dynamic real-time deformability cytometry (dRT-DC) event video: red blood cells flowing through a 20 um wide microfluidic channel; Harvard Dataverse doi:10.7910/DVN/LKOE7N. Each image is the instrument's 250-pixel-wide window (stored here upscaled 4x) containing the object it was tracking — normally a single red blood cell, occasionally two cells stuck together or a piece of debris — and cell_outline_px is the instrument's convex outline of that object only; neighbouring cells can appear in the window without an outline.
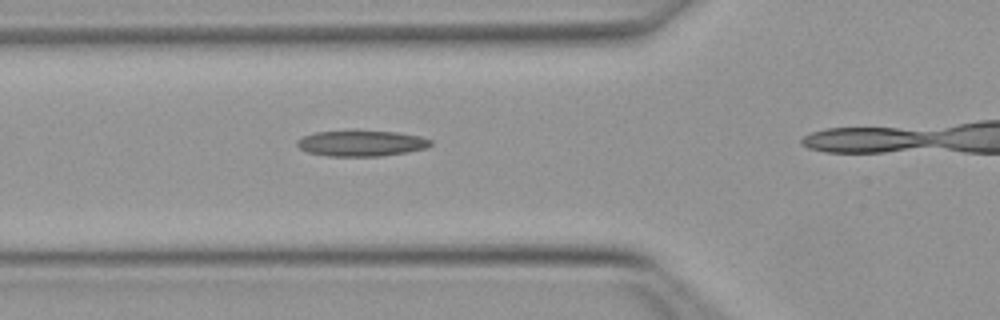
{"species": "Egyptian fruit bat (a non-hibernating species)", "species_latin": "Rousettus aegyptiacus", "temperature_condition": "warm", "stored_images_in_passage": 16, "camera_frame_rate_fps": 3000, "um_per_image_px": 0.085, "animal": {"sex": "female"}, "frame": {"image": 1, "passage_image": 12, "time_ms": 3.667, "image_size_px": [1000, 320], "cell_outline_px": [[432, 144], [428, 148], [408, 152], [380, 156], [328, 156], [308, 152], [300, 148], [296, 144], [296, 140], [304, 136], [316, 132], [352, 128], [356, 128], [396, 132], [420, 136], [432, 140]], "centroid_in_image_um": [30.72, 12.14], "position_along_channel_um": 95.1, "area_um2": 20.92}}